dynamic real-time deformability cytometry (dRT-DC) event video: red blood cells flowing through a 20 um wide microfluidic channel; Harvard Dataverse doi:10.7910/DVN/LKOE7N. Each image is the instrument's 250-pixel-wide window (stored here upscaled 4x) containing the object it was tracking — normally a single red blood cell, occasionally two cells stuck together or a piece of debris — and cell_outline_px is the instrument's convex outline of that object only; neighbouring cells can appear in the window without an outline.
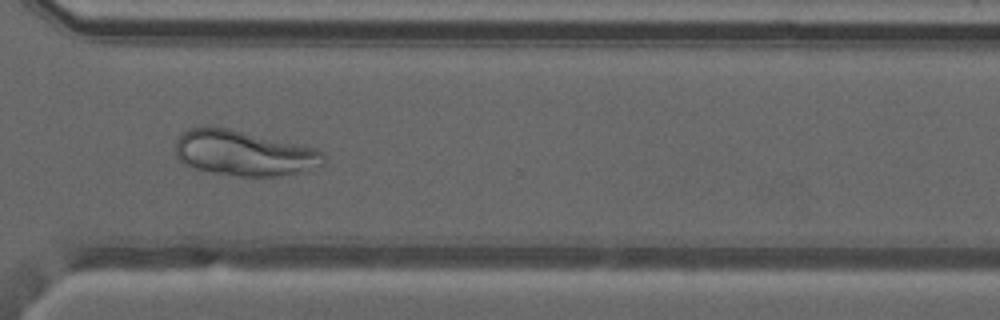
{"species": "common noctule bat (a hibernating species)", "species_latin": "Nyctalus noctula", "temperature_condition": "warm", "stored_images_in_passage": 49, "camera_frame_rate_fps": 3000, "um_per_image_px": 0.085, "animal": {"sex": "male", "forearm_length_mm": 52.5}, "frame": {"image": 1, "passage_image": 36, "time_ms": 11.667, "image_size_px": [1000, 320], "cell_outline_px": [[324, 164], [296, 172], [280, 176], [236, 176], [196, 168], [184, 164], [176, 156], [176, 140], [188, 128], [228, 128], [316, 148], [324, 152]], "centroid_in_image_um": [20.74, 13.02], "position_along_channel_um": 349.9, "area_um2": 38.38}}